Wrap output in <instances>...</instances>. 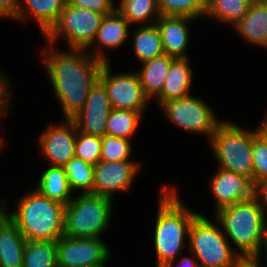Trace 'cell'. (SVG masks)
Here are the masks:
<instances>
[{
	"label": "cell",
	"mask_w": 267,
	"mask_h": 267,
	"mask_svg": "<svg viewBox=\"0 0 267 267\" xmlns=\"http://www.w3.org/2000/svg\"><path fill=\"white\" fill-rule=\"evenodd\" d=\"M257 130H243L237 124L221 121L210 137L219 168L248 177L253 182V138Z\"/></svg>",
	"instance_id": "5b68a950"
},
{
	"label": "cell",
	"mask_w": 267,
	"mask_h": 267,
	"mask_svg": "<svg viewBox=\"0 0 267 267\" xmlns=\"http://www.w3.org/2000/svg\"><path fill=\"white\" fill-rule=\"evenodd\" d=\"M175 58L163 54L141 63L143 66L137 71L145 95L155 98L162 90L171 62Z\"/></svg>",
	"instance_id": "44dd1931"
},
{
	"label": "cell",
	"mask_w": 267,
	"mask_h": 267,
	"mask_svg": "<svg viewBox=\"0 0 267 267\" xmlns=\"http://www.w3.org/2000/svg\"><path fill=\"white\" fill-rule=\"evenodd\" d=\"M112 106L103 84L98 80L89 90L85 105L71 118L78 131L94 136L106 135V122Z\"/></svg>",
	"instance_id": "7c38bea8"
},
{
	"label": "cell",
	"mask_w": 267,
	"mask_h": 267,
	"mask_svg": "<svg viewBox=\"0 0 267 267\" xmlns=\"http://www.w3.org/2000/svg\"><path fill=\"white\" fill-rule=\"evenodd\" d=\"M113 199L82 193L65 207L64 236L70 238L100 237L109 225Z\"/></svg>",
	"instance_id": "8992f818"
},
{
	"label": "cell",
	"mask_w": 267,
	"mask_h": 267,
	"mask_svg": "<svg viewBox=\"0 0 267 267\" xmlns=\"http://www.w3.org/2000/svg\"><path fill=\"white\" fill-rule=\"evenodd\" d=\"M104 16L82 7L66 4L58 20L44 35L50 46L63 36L70 49L88 51L89 47L93 46Z\"/></svg>",
	"instance_id": "ba28073f"
},
{
	"label": "cell",
	"mask_w": 267,
	"mask_h": 267,
	"mask_svg": "<svg viewBox=\"0 0 267 267\" xmlns=\"http://www.w3.org/2000/svg\"><path fill=\"white\" fill-rule=\"evenodd\" d=\"M76 135L77 128L71 119H66L59 125L51 124L40 135L41 152L50 165L64 166L75 156Z\"/></svg>",
	"instance_id": "5bb4252c"
},
{
	"label": "cell",
	"mask_w": 267,
	"mask_h": 267,
	"mask_svg": "<svg viewBox=\"0 0 267 267\" xmlns=\"http://www.w3.org/2000/svg\"><path fill=\"white\" fill-rule=\"evenodd\" d=\"M198 214L189 229L190 251L196 255L199 267H233L241 258L229 246L221 227Z\"/></svg>",
	"instance_id": "52a82bcc"
},
{
	"label": "cell",
	"mask_w": 267,
	"mask_h": 267,
	"mask_svg": "<svg viewBox=\"0 0 267 267\" xmlns=\"http://www.w3.org/2000/svg\"><path fill=\"white\" fill-rule=\"evenodd\" d=\"M253 0H207L205 16L235 26L247 13Z\"/></svg>",
	"instance_id": "484cf974"
},
{
	"label": "cell",
	"mask_w": 267,
	"mask_h": 267,
	"mask_svg": "<svg viewBox=\"0 0 267 267\" xmlns=\"http://www.w3.org/2000/svg\"><path fill=\"white\" fill-rule=\"evenodd\" d=\"M21 197L17 210L9 214L26 241H57L64 235L65 205L36 189Z\"/></svg>",
	"instance_id": "277c9868"
},
{
	"label": "cell",
	"mask_w": 267,
	"mask_h": 267,
	"mask_svg": "<svg viewBox=\"0 0 267 267\" xmlns=\"http://www.w3.org/2000/svg\"><path fill=\"white\" fill-rule=\"evenodd\" d=\"M102 137L82 133L77 130L75 143V157L84 162L96 165L100 161Z\"/></svg>",
	"instance_id": "4dcf8cb0"
},
{
	"label": "cell",
	"mask_w": 267,
	"mask_h": 267,
	"mask_svg": "<svg viewBox=\"0 0 267 267\" xmlns=\"http://www.w3.org/2000/svg\"><path fill=\"white\" fill-rule=\"evenodd\" d=\"M86 267H105V265H95V266H86Z\"/></svg>",
	"instance_id": "ee69618b"
},
{
	"label": "cell",
	"mask_w": 267,
	"mask_h": 267,
	"mask_svg": "<svg viewBox=\"0 0 267 267\" xmlns=\"http://www.w3.org/2000/svg\"><path fill=\"white\" fill-rule=\"evenodd\" d=\"M46 169L35 188L50 200L67 205L73 198L71 189L63 166H53Z\"/></svg>",
	"instance_id": "7402d4cb"
},
{
	"label": "cell",
	"mask_w": 267,
	"mask_h": 267,
	"mask_svg": "<svg viewBox=\"0 0 267 267\" xmlns=\"http://www.w3.org/2000/svg\"><path fill=\"white\" fill-rule=\"evenodd\" d=\"M20 3L19 0H0V17L15 19Z\"/></svg>",
	"instance_id": "8d00e7d4"
},
{
	"label": "cell",
	"mask_w": 267,
	"mask_h": 267,
	"mask_svg": "<svg viewBox=\"0 0 267 267\" xmlns=\"http://www.w3.org/2000/svg\"><path fill=\"white\" fill-rule=\"evenodd\" d=\"M188 58H178L171 62L161 92L155 97L158 104L190 95L192 83V69Z\"/></svg>",
	"instance_id": "ac0fdd59"
},
{
	"label": "cell",
	"mask_w": 267,
	"mask_h": 267,
	"mask_svg": "<svg viewBox=\"0 0 267 267\" xmlns=\"http://www.w3.org/2000/svg\"><path fill=\"white\" fill-rule=\"evenodd\" d=\"M143 112L112 109L106 122V135L128 139L134 135Z\"/></svg>",
	"instance_id": "83f0119b"
},
{
	"label": "cell",
	"mask_w": 267,
	"mask_h": 267,
	"mask_svg": "<svg viewBox=\"0 0 267 267\" xmlns=\"http://www.w3.org/2000/svg\"><path fill=\"white\" fill-rule=\"evenodd\" d=\"M139 163L132 160L106 162L99 161L94 166V185L92 194L107 196L113 199L117 191H127L136 173Z\"/></svg>",
	"instance_id": "4fadbf2b"
},
{
	"label": "cell",
	"mask_w": 267,
	"mask_h": 267,
	"mask_svg": "<svg viewBox=\"0 0 267 267\" xmlns=\"http://www.w3.org/2000/svg\"><path fill=\"white\" fill-rule=\"evenodd\" d=\"M160 107L178 128L194 134H205L209 139L222 121L201 98L191 95L165 101Z\"/></svg>",
	"instance_id": "9c48e42d"
},
{
	"label": "cell",
	"mask_w": 267,
	"mask_h": 267,
	"mask_svg": "<svg viewBox=\"0 0 267 267\" xmlns=\"http://www.w3.org/2000/svg\"><path fill=\"white\" fill-rule=\"evenodd\" d=\"M129 26L130 23L115 9L111 14L104 16L93 44L98 41V44L103 45L102 48L114 50L127 40L130 35Z\"/></svg>",
	"instance_id": "603a6c76"
},
{
	"label": "cell",
	"mask_w": 267,
	"mask_h": 267,
	"mask_svg": "<svg viewBox=\"0 0 267 267\" xmlns=\"http://www.w3.org/2000/svg\"><path fill=\"white\" fill-rule=\"evenodd\" d=\"M23 267H58L57 241H26Z\"/></svg>",
	"instance_id": "d4e9b609"
},
{
	"label": "cell",
	"mask_w": 267,
	"mask_h": 267,
	"mask_svg": "<svg viewBox=\"0 0 267 267\" xmlns=\"http://www.w3.org/2000/svg\"><path fill=\"white\" fill-rule=\"evenodd\" d=\"M217 222L227 239L233 242L240 257H255L259 262L267 224L258 201L251 197L216 212Z\"/></svg>",
	"instance_id": "3957f363"
},
{
	"label": "cell",
	"mask_w": 267,
	"mask_h": 267,
	"mask_svg": "<svg viewBox=\"0 0 267 267\" xmlns=\"http://www.w3.org/2000/svg\"><path fill=\"white\" fill-rule=\"evenodd\" d=\"M20 2H23L26 8L23 9L22 3L20 4L15 20L26 21L28 15L25 12L29 10L28 13L37 21L43 34L58 20L67 4V0H21Z\"/></svg>",
	"instance_id": "ffe728a7"
},
{
	"label": "cell",
	"mask_w": 267,
	"mask_h": 267,
	"mask_svg": "<svg viewBox=\"0 0 267 267\" xmlns=\"http://www.w3.org/2000/svg\"><path fill=\"white\" fill-rule=\"evenodd\" d=\"M234 27L247 42L267 48V0H253Z\"/></svg>",
	"instance_id": "e0dca14e"
},
{
	"label": "cell",
	"mask_w": 267,
	"mask_h": 267,
	"mask_svg": "<svg viewBox=\"0 0 267 267\" xmlns=\"http://www.w3.org/2000/svg\"><path fill=\"white\" fill-rule=\"evenodd\" d=\"M67 4L82 7L103 15L111 14L116 9V3L113 0H67Z\"/></svg>",
	"instance_id": "836d02e7"
},
{
	"label": "cell",
	"mask_w": 267,
	"mask_h": 267,
	"mask_svg": "<svg viewBox=\"0 0 267 267\" xmlns=\"http://www.w3.org/2000/svg\"><path fill=\"white\" fill-rule=\"evenodd\" d=\"M131 152L130 140L107 135L102 137L100 161L115 162L129 160Z\"/></svg>",
	"instance_id": "1f68e13d"
},
{
	"label": "cell",
	"mask_w": 267,
	"mask_h": 267,
	"mask_svg": "<svg viewBox=\"0 0 267 267\" xmlns=\"http://www.w3.org/2000/svg\"><path fill=\"white\" fill-rule=\"evenodd\" d=\"M3 143H5V142H3V139L0 137V149L4 145Z\"/></svg>",
	"instance_id": "7bdbcfd3"
},
{
	"label": "cell",
	"mask_w": 267,
	"mask_h": 267,
	"mask_svg": "<svg viewBox=\"0 0 267 267\" xmlns=\"http://www.w3.org/2000/svg\"><path fill=\"white\" fill-rule=\"evenodd\" d=\"M257 133L266 141L267 143V117H265V120L261 123V125L257 128Z\"/></svg>",
	"instance_id": "60d3db41"
},
{
	"label": "cell",
	"mask_w": 267,
	"mask_h": 267,
	"mask_svg": "<svg viewBox=\"0 0 267 267\" xmlns=\"http://www.w3.org/2000/svg\"><path fill=\"white\" fill-rule=\"evenodd\" d=\"M54 49L43 52L45 66L64 117L71 119L85 105L89 90L99 80L103 64L110 60L100 48L94 54L87 50L61 52Z\"/></svg>",
	"instance_id": "6da1fadb"
},
{
	"label": "cell",
	"mask_w": 267,
	"mask_h": 267,
	"mask_svg": "<svg viewBox=\"0 0 267 267\" xmlns=\"http://www.w3.org/2000/svg\"><path fill=\"white\" fill-rule=\"evenodd\" d=\"M6 206L5 200L2 199L0 203V229L2 225L10 218V214H8L6 211Z\"/></svg>",
	"instance_id": "f35d334b"
},
{
	"label": "cell",
	"mask_w": 267,
	"mask_h": 267,
	"mask_svg": "<svg viewBox=\"0 0 267 267\" xmlns=\"http://www.w3.org/2000/svg\"><path fill=\"white\" fill-rule=\"evenodd\" d=\"M110 62L104 63L99 81L106 89L112 109L145 111L148 100L137 72L111 74Z\"/></svg>",
	"instance_id": "30bf717a"
},
{
	"label": "cell",
	"mask_w": 267,
	"mask_h": 267,
	"mask_svg": "<svg viewBox=\"0 0 267 267\" xmlns=\"http://www.w3.org/2000/svg\"><path fill=\"white\" fill-rule=\"evenodd\" d=\"M175 190L164 186L159 199L154 230L157 267L174 266L177 256L182 253L185 237H189L191 223L199 214L186 208Z\"/></svg>",
	"instance_id": "7a4b0ae2"
},
{
	"label": "cell",
	"mask_w": 267,
	"mask_h": 267,
	"mask_svg": "<svg viewBox=\"0 0 267 267\" xmlns=\"http://www.w3.org/2000/svg\"><path fill=\"white\" fill-rule=\"evenodd\" d=\"M259 261L255 257H241L233 267H259Z\"/></svg>",
	"instance_id": "74e56055"
},
{
	"label": "cell",
	"mask_w": 267,
	"mask_h": 267,
	"mask_svg": "<svg viewBox=\"0 0 267 267\" xmlns=\"http://www.w3.org/2000/svg\"><path fill=\"white\" fill-rule=\"evenodd\" d=\"M265 246V251H266V261H267V235H266V237H265V240H264V242L262 243V246Z\"/></svg>",
	"instance_id": "b9f144b4"
},
{
	"label": "cell",
	"mask_w": 267,
	"mask_h": 267,
	"mask_svg": "<svg viewBox=\"0 0 267 267\" xmlns=\"http://www.w3.org/2000/svg\"><path fill=\"white\" fill-rule=\"evenodd\" d=\"M163 16H187L193 19L205 16L207 0H157Z\"/></svg>",
	"instance_id": "f546056e"
},
{
	"label": "cell",
	"mask_w": 267,
	"mask_h": 267,
	"mask_svg": "<svg viewBox=\"0 0 267 267\" xmlns=\"http://www.w3.org/2000/svg\"><path fill=\"white\" fill-rule=\"evenodd\" d=\"M119 2L120 4L118 7L116 6V9L130 24L142 22L144 25L146 21L155 24L161 16L157 0H120Z\"/></svg>",
	"instance_id": "4316f807"
},
{
	"label": "cell",
	"mask_w": 267,
	"mask_h": 267,
	"mask_svg": "<svg viewBox=\"0 0 267 267\" xmlns=\"http://www.w3.org/2000/svg\"><path fill=\"white\" fill-rule=\"evenodd\" d=\"M253 184L267 180V143L257 134L253 138Z\"/></svg>",
	"instance_id": "d6a6232c"
},
{
	"label": "cell",
	"mask_w": 267,
	"mask_h": 267,
	"mask_svg": "<svg viewBox=\"0 0 267 267\" xmlns=\"http://www.w3.org/2000/svg\"><path fill=\"white\" fill-rule=\"evenodd\" d=\"M211 190L216 199L215 212L253 197V182L246 176L218 168L211 178Z\"/></svg>",
	"instance_id": "9a60e30c"
},
{
	"label": "cell",
	"mask_w": 267,
	"mask_h": 267,
	"mask_svg": "<svg viewBox=\"0 0 267 267\" xmlns=\"http://www.w3.org/2000/svg\"><path fill=\"white\" fill-rule=\"evenodd\" d=\"M253 197L258 201L267 224L266 206H267V180L254 183ZM266 207V208H265Z\"/></svg>",
	"instance_id": "d590c367"
},
{
	"label": "cell",
	"mask_w": 267,
	"mask_h": 267,
	"mask_svg": "<svg viewBox=\"0 0 267 267\" xmlns=\"http://www.w3.org/2000/svg\"><path fill=\"white\" fill-rule=\"evenodd\" d=\"M10 80L6 79L1 73H0V119L3 117V114L6 113L8 108H10V100L12 99V91L10 90ZM10 90V91H9Z\"/></svg>",
	"instance_id": "e575fe53"
},
{
	"label": "cell",
	"mask_w": 267,
	"mask_h": 267,
	"mask_svg": "<svg viewBox=\"0 0 267 267\" xmlns=\"http://www.w3.org/2000/svg\"><path fill=\"white\" fill-rule=\"evenodd\" d=\"M178 267H199L198 262L194 258H189L184 256L181 258V261L178 263Z\"/></svg>",
	"instance_id": "ab89813d"
},
{
	"label": "cell",
	"mask_w": 267,
	"mask_h": 267,
	"mask_svg": "<svg viewBox=\"0 0 267 267\" xmlns=\"http://www.w3.org/2000/svg\"><path fill=\"white\" fill-rule=\"evenodd\" d=\"M110 255L100 237L70 238L63 235L57 240L58 267L105 265Z\"/></svg>",
	"instance_id": "8fae6325"
},
{
	"label": "cell",
	"mask_w": 267,
	"mask_h": 267,
	"mask_svg": "<svg viewBox=\"0 0 267 267\" xmlns=\"http://www.w3.org/2000/svg\"><path fill=\"white\" fill-rule=\"evenodd\" d=\"M133 35L134 53L140 63L165 54L160 29L156 23L140 26Z\"/></svg>",
	"instance_id": "cb8c5ba5"
},
{
	"label": "cell",
	"mask_w": 267,
	"mask_h": 267,
	"mask_svg": "<svg viewBox=\"0 0 267 267\" xmlns=\"http://www.w3.org/2000/svg\"><path fill=\"white\" fill-rule=\"evenodd\" d=\"M63 167L71 191L78 189L84 190V194L92 193L94 185V165L74 156Z\"/></svg>",
	"instance_id": "f1b7e54d"
},
{
	"label": "cell",
	"mask_w": 267,
	"mask_h": 267,
	"mask_svg": "<svg viewBox=\"0 0 267 267\" xmlns=\"http://www.w3.org/2000/svg\"><path fill=\"white\" fill-rule=\"evenodd\" d=\"M26 240L9 218L0 229V267H23Z\"/></svg>",
	"instance_id": "d6986e66"
},
{
	"label": "cell",
	"mask_w": 267,
	"mask_h": 267,
	"mask_svg": "<svg viewBox=\"0 0 267 267\" xmlns=\"http://www.w3.org/2000/svg\"><path fill=\"white\" fill-rule=\"evenodd\" d=\"M195 20L187 16H163L156 21L160 29L165 54L175 59L189 58L186 49L189 43L188 22Z\"/></svg>",
	"instance_id": "2e32d148"
}]
</instances>
